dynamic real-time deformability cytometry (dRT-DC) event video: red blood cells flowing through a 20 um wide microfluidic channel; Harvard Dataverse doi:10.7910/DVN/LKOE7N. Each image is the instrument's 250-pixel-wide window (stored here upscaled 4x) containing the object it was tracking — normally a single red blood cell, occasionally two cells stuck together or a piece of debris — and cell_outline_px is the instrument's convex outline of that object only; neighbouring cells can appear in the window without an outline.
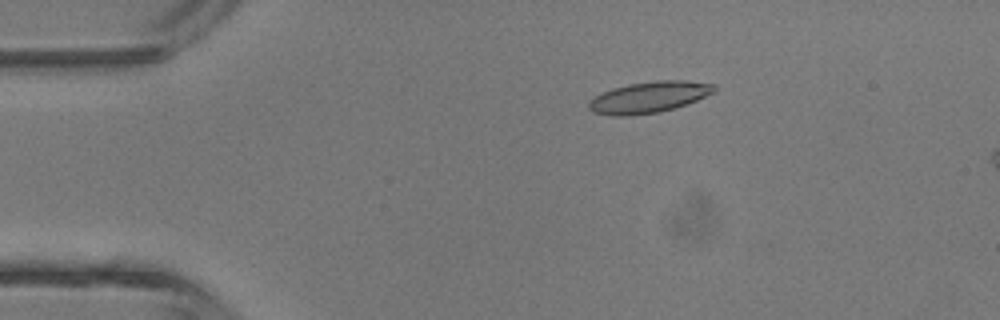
{"species": "common noctule bat (a hibernating species)", "species_latin": "Nyctalus noctula", "temperature_condition": "room temperature", "stored_images_in_passage": 4, "camera_frame_rate_fps": 3000, "um_per_image_px": 0.085, "animal": {"sex": "male", "body_mass_g": 13.3}, "frame": {"image": 1, "passage_image": 3, "time_ms": 2.333, "image_size_px": [1000, 320], "cell_outline_px": [[716, 92], [696, 100], [660, 112], [624, 116], [612, 116], [592, 112], [588, 108], [588, 100], [612, 88], [628, 84], [656, 80], [684, 80], [716, 84]], "centroid_in_image_um": [55.15, 8.25], "position_along_channel_um": 29.8, "area_um2": 22.83}}